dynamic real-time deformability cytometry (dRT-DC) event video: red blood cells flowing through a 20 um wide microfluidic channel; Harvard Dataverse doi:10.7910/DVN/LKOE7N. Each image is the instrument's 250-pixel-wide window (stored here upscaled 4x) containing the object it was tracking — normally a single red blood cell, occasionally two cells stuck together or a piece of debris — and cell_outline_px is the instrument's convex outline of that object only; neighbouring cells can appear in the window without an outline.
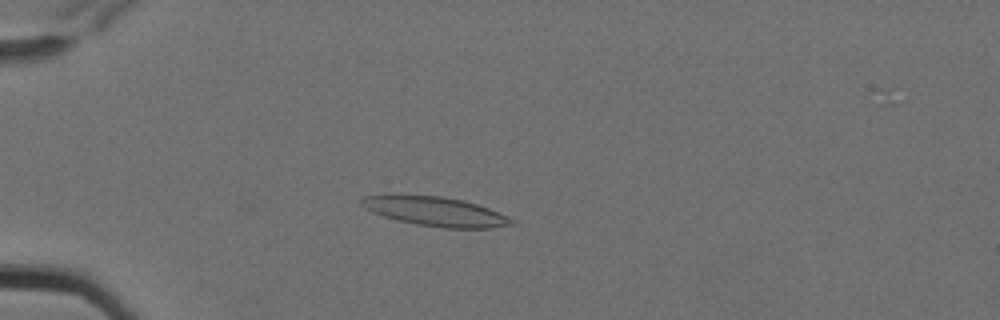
{"species": "Egyptian fruit bat (a non-hibernating species)", "species_latin": "Rousettus aegyptiacus", "temperature_condition": "cold", "stored_images_in_passage": 14, "camera_frame_rate_fps": 3000, "um_per_image_px": 0.085, "animal": {"sex": "female"}, "frame": {"image": 1, "passage_image": 4, "time_ms": 1.0, "image_size_px": [1000, 320], "cell_outline_px": [[516, 224], [492, 228], [440, 228], [416, 224], [396, 220], [372, 212], [364, 208], [360, 204], [360, 200], [364, 196], [388, 192], [396, 192], [440, 196], [464, 200], [488, 208], [508, 216], [516, 220]], "centroid_in_image_um": [36.93, 17.93], "position_along_channel_um": 48.1, "area_um2": 26.59}}
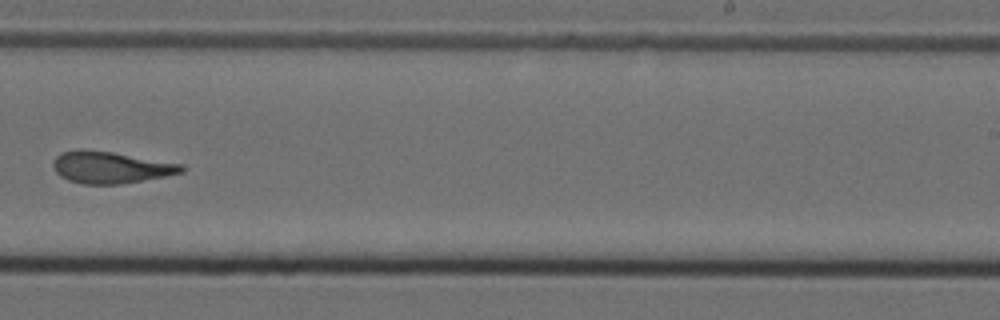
{"frame": {"image": 2, "passage_image": 10, "time_ms": 3.0, "image_size_px": [1000, 320], "cell_outline_px": [[184, 172], [164, 176], [120, 184], [84, 184], [68, 180], [60, 176], [56, 172], [52, 164], [52, 160], [60, 152], [80, 148], [112, 152], [184, 164]], "centroid_in_image_um": [9.36, 14.21], "position_along_channel_um": 279.6, "area_um2": 23.87}}
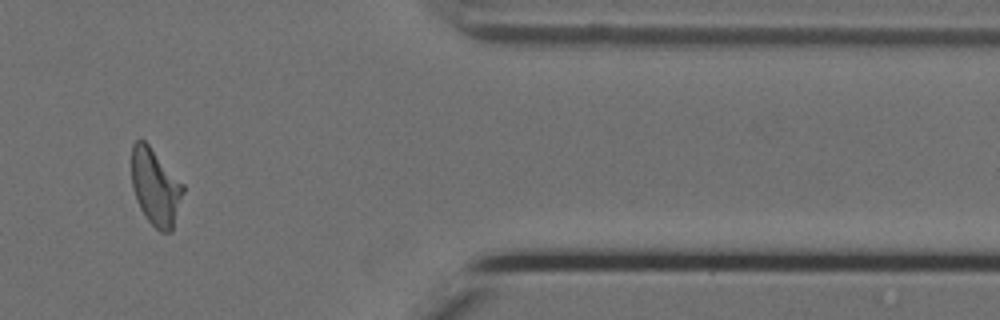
{"frame": {"image": 3, "passage_image": 13, "time_ms": 4.0, "image_size_px": [1000, 320], "cell_outline_px": [[184, 192], [172, 232], [160, 232], [148, 220], [140, 208], [136, 200], [132, 188], [132, 144], [136, 140], [144, 140], [148, 144], [184, 184]], "centroid_in_image_um": [13.22, 15.91], "position_along_channel_um": 398.2, "area_um2": 23.0}}